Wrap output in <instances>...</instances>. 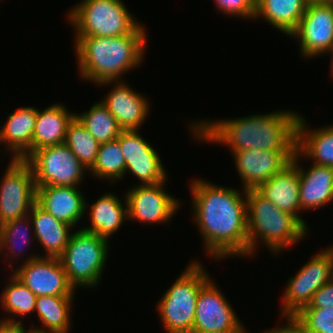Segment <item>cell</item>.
Segmentation results:
<instances>
[{
  "label": "cell",
  "mask_w": 333,
  "mask_h": 333,
  "mask_svg": "<svg viewBox=\"0 0 333 333\" xmlns=\"http://www.w3.org/2000/svg\"><path fill=\"white\" fill-rule=\"evenodd\" d=\"M318 4H333V0H318Z\"/></svg>",
  "instance_id": "cell-39"
},
{
  "label": "cell",
  "mask_w": 333,
  "mask_h": 333,
  "mask_svg": "<svg viewBox=\"0 0 333 333\" xmlns=\"http://www.w3.org/2000/svg\"><path fill=\"white\" fill-rule=\"evenodd\" d=\"M38 109L18 108L8 115V120L0 128V143L5 142L12 152V159L26 160L32 154V135L35 129Z\"/></svg>",
  "instance_id": "cell-21"
},
{
  "label": "cell",
  "mask_w": 333,
  "mask_h": 333,
  "mask_svg": "<svg viewBox=\"0 0 333 333\" xmlns=\"http://www.w3.org/2000/svg\"><path fill=\"white\" fill-rule=\"evenodd\" d=\"M306 8L304 0H256L254 18L262 17L290 37L297 29Z\"/></svg>",
  "instance_id": "cell-26"
},
{
  "label": "cell",
  "mask_w": 333,
  "mask_h": 333,
  "mask_svg": "<svg viewBox=\"0 0 333 333\" xmlns=\"http://www.w3.org/2000/svg\"><path fill=\"white\" fill-rule=\"evenodd\" d=\"M35 202L31 166L25 160L11 158L0 185V225L28 215Z\"/></svg>",
  "instance_id": "cell-10"
},
{
  "label": "cell",
  "mask_w": 333,
  "mask_h": 333,
  "mask_svg": "<svg viewBox=\"0 0 333 333\" xmlns=\"http://www.w3.org/2000/svg\"><path fill=\"white\" fill-rule=\"evenodd\" d=\"M209 280L199 261H193L158 301L156 308L167 333H191L200 288Z\"/></svg>",
  "instance_id": "cell-5"
},
{
  "label": "cell",
  "mask_w": 333,
  "mask_h": 333,
  "mask_svg": "<svg viewBox=\"0 0 333 333\" xmlns=\"http://www.w3.org/2000/svg\"><path fill=\"white\" fill-rule=\"evenodd\" d=\"M75 117L62 104H53L37 112V120L32 135V153L46 146L62 144L65 141L67 126Z\"/></svg>",
  "instance_id": "cell-23"
},
{
  "label": "cell",
  "mask_w": 333,
  "mask_h": 333,
  "mask_svg": "<svg viewBox=\"0 0 333 333\" xmlns=\"http://www.w3.org/2000/svg\"><path fill=\"white\" fill-rule=\"evenodd\" d=\"M328 308L333 307V278L320 287L311 299V302L303 308Z\"/></svg>",
  "instance_id": "cell-35"
},
{
  "label": "cell",
  "mask_w": 333,
  "mask_h": 333,
  "mask_svg": "<svg viewBox=\"0 0 333 333\" xmlns=\"http://www.w3.org/2000/svg\"><path fill=\"white\" fill-rule=\"evenodd\" d=\"M30 224H32V222L30 215L28 214L26 216L16 218L14 220L5 222L4 224L0 225V253L2 252L1 250L9 249L8 253L10 252L9 254L10 257H12L13 259L16 257L17 259L18 253L22 251L21 250L17 252L18 250L16 248L18 245H20L17 242H19L21 239L23 241L22 243H24L23 244L24 246H27L28 244L30 245V241L32 238V235L31 237H29L31 233L29 231L31 228ZM18 238L20 239L18 240ZM24 246L21 247L23 248L22 253L24 252Z\"/></svg>",
  "instance_id": "cell-32"
},
{
  "label": "cell",
  "mask_w": 333,
  "mask_h": 333,
  "mask_svg": "<svg viewBox=\"0 0 333 333\" xmlns=\"http://www.w3.org/2000/svg\"><path fill=\"white\" fill-rule=\"evenodd\" d=\"M294 317L306 333H333V307L302 308Z\"/></svg>",
  "instance_id": "cell-33"
},
{
  "label": "cell",
  "mask_w": 333,
  "mask_h": 333,
  "mask_svg": "<svg viewBox=\"0 0 333 333\" xmlns=\"http://www.w3.org/2000/svg\"><path fill=\"white\" fill-rule=\"evenodd\" d=\"M13 274L39 296H74L75 288L58 257L40 256L37 253L27 257Z\"/></svg>",
  "instance_id": "cell-12"
},
{
  "label": "cell",
  "mask_w": 333,
  "mask_h": 333,
  "mask_svg": "<svg viewBox=\"0 0 333 333\" xmlns=\"http://www.w3.org/2000/svg\"><path fill=\"white\" fill-rule=\"evenodd\" d=\"M32 222L34 239L45 250L46 257H59L68 245L72 235V226L57 220L50 213L42 209L36 202L29 213Z\"/></svg>",
  "instance_id": "cell-22"
},
{
  "label": "cell",
  "mask_w": 333,
  "mask_h": 333,
  "mask_svg": "<svg viewBox=\"0 0 333 333\" xmlns=\"http://www.w3.org/2000/svg\"><path fill=\"white\" fill-rule=\"evenodd\" d=\"M164 183L138 185L125 195L127 200L128 219L142 223H166L170 221L179 208V201L165 192Z\"/></svg>",
  "instance_id": "cell-15"
},
{
  "label": "cell",
  "mask_w": 333,
  "mask_h": 333,
  "mask_svg": "<svg viewBox=\"0 0 333 333\" xmlns=\"http://www.w3.org/2000/svg\"><path fill=\"white\" fill-rule=\"evenodd\" d=\"M223 14L242 18H254L256 0H214Z\"/></svg>",
  "instance_id": "cell-34"
},
{
  "label": "cell",
  "mask_w": 333,
  "mask_h": 333,
  "mask_svg": "<svg viewBox=\"0 0 333 333\" xmlns=\"http://www.w3.org/2000/svg\"><path fill=\"white\" fill-rule=\"evenodd\" d=\"M126 163L117 140L99 145L96 161L89 173L97 179H106L114 183L123 179Z\"/></svg>",
  "instance_id": "cell-29"
},
{
  "label": "cell",
  "mask_w": 333,
  "mask_h": 333,
  "mask_svg": "<svg viewBox=\"0 0 333 333\" xmlns=\"http://www.w3.org/2000/svg\"><path fill=\"white\" fill-rule=\"evenodd\" d=\"M124 203L125 207L120 199L112 193L102 195L89 208L91 227H83L81 229L108 240L123 222L128 220L126 199Z\"/></svg>",
  "instance_id": "cell-25"
},
{
  "label": "cell",
  "mask_w": 333,
  "mask_h": 333,
  "mask_svg": "<svg viewBox=\"0 0 333 333\" xmlns=\"http://www.w3.org/2000/svg\"><path fill=\"white\" fill-rule=\"evenodd\" d=\"M306 120L299 115L297 122V157L312 159L314 164L333 167V124L308 130Z\"/></svg>",
  "instance_id": "cell-24"
},
{
  "label": "cell",
  "mask_w": 333,
  "mask_h": 333,
  "mask_svg": "<svg viewBox=\"0 0 333 333\" xmlns=\"http://www.w3.org/2000/svg\"><path fill=\"white\" fill-rule=\"evenodd\" d=\"M74 296H39L35 311L44 328H31L39 332L67 333L70 328V309Z\"/></svg>",
  "instance_id": "cell-27"
},
{
  "label": "cell",
  "mask_w": 333,
  "mask_h": 333,
  "mask_svg": "<svg viewBox=\"0 0 333 333\" xmlns=\"http://www.w3.org/2000/svg\"><path fill=\"white\" fill-rule=\"evenodd\" d=\"M246 212L249 256L256 251L258 239L276 254L307 235L308 230L293 215L278 209L256 189L247 190Z\"/></svg>",
  "instance_id": "cell-4"
},
{
  "label": "cell",
  "mask_w": 333,
  "mask_h": 333,
  "mask_svg": "<svg viewBox=\"0 0 333 333\" xmlns=\"http://www.w3.org/2000/svg\"><path fill=\"white\" fill-rule=\"evenodd\" d=\"M109 240L80 230L72 233L64 252L58 257L74 288L95 287L103 274Z\"/></svg>",
  "instance_id": "cell-7"
},
{
  "label": "cell",
  "mask_w": 333,
  "mask_h": 333,
  "mask_svg": "<svg viewBox=\"0 0 333 333\" xmlns=\"http://www.w3.org/2000/svg\"><path fill=\"white\" fill-rule=\"evenodd\" d=\"M297 150L292 162L299 167V198L301 210L320 208L333 200V167L311 164L308 170L300 168Z\"/></svg>",
  "instance_id": "cell-20"
},
{
  "label": "cell",
  "mask_w": 333,
  "mask_h": 333,
  "mask_svg": "<svg viewBox=\"0 0 333 333\" xmlns=\"http://www.w3.org/2000/svg\"><path fill=\"white\" fill-rule=\"evenodd\" d=\"M145 27L139 24L130 34L116 37L75 36L79 74L96 85H110L143 61Z\"/></svg>",
  "instance_id": "cell-3"
},
{
  "label": "cell",
  "mask_w": 333,
  "mask_h": 333,
  "mask_svg": "<svg viewBox=\"0 0 333 333\" xmlns=\"http://www.w3.org/2000/svg\"><path fill=\"white\" fill-rule=\"evenodd\" d=\"M304 1L307 3V5L318 3V0H304Z\"/></svg>",
  "instance_id": "cell-40"
},
{
  "label": "cell",
  "mask_w": 333,
  "mask_h": 333,
  "mask_svg": "<svg viewBox=\"0 0 333 333\" xmlns=\"http://www.w3.org/2000/svg\"><path fill=\"white\" fill-rule=\"evenodd\" d=\"M298 118L292 111H275L216 122L202 120L190 127L197 140L224 143L231 152L246 149L296 151Z\"/></svg>",
  "instance_id": "cell-2"
},
{
  "label": "cell",
  "mask_w": 333,
  "mask_h": 333,
  "mask_svg": "<svg viewBox=\"0 0 333 333\" xmlns=\"http://www.w3.org/2000/svg\"><path fill=\"white\" fill-rule=\"evenodd\" d=\"M75 117L99 144L115 141L123 131L101 102L95 103L89 111L82 114L75 113Z\"/></svg>",
  "instance_id": "cell-28"
},
{
  "label": "cell",
  "mask_w": 333,
  "mask_h": 333,
  "mask_svg": "<svg viewBox=\"0 0 333 333\" xmlns=\"http://www.w3.org/2000/svg\"><path fill=\"white\" fill-rule=\"evenodd\" d=\"M31 333H51V332H39V331L31 329Z\"/></svg>",
  "instance_id": "cell-41"
},
{
  "label": "cell",
  "mask_w": 333,
  "mask_h": 333,
  "mask_svg": "<svg viewBox=\"0 0 333 333\" xmlns=\"http://www.w3.org/2000/svg\"><path fill=\"white\" fill-rule=\"evenodd\" d=\"M303 58L326 54L333 47V4H308L297 29Z\"/></svg>",
  "instance_id": "cell-13"
},
{
  "label": "cell",
  "mask_w": 333,
  "mask_h": 333,
  "mask_svg": "<svg viewBox=\"0 0 333 333\" xmlns=\"http://www.w3.org/2000/svg\"><path fill=\"white\" fill-rule=\"evenodd\" d=\"M288 324L285 326L277 327L275 329L267 330L262 333H306L305 328L295 319L294 316L286 317Z\"/></svg>",
  "instance_id": "cell-37"
},
{
  "label": "cell",
  "mask_w": 333,
  "mask_h": 333,
  "mask_svg": "<svg viewBox=\"0 0 333 333\" xmlns=\"http://www.w3.org/2000/svg\"><path fill=\"white\" fill-rule=\"evenodd\" d=\"M79 187L36 186V203L54 218L75 227L87 209Z\"/></svg>",
  "instance_id": "cell-17"
},
{
  "label": "cell",
  "mask_w": 333,
  "mask_h": 333,
  "mask_svg": "<svg viewBox=\"0 0 333 333\" xmlns=\"http://www.w3.org/2000/svg\"><path fill=\"white\" fill-rule=\"evenodd\" d=\"M299 187V167L292 162L282 172L268 179L256 190L278 209L293 215L307 229V224L297 214L298 211H301Z\"/></svg>",
  "instance_id": "cell-19"
},
{
  "label": "cell",
  "mask_w": 333,
  "mask_h": 333,
  "mask_svg": "<svg viewBox=\"0 0 333 333\" xmlns=\"http://www.w3.org/2000/svg\"><path fill=\"white\" fill-rule=\"evenodd\" d=\"M64 143L88 170L92 168L100 144L76 117L67 126Z\"/></svg>",
  "instance_id": "cell-30"
},
{
  "label": "cell",
  "mask_w": 333,
  "mask_h": 333,
  "mask_svg": "<svg viewBox=\"0 0 333 333\" xmlns=\"http://www.w3.org/2000/svg\"><path fill=\"white\" fill-rule=\"evenodd\" d=\"M327 53H329V54H331L332 56H331V72H332V74L331 75H333V47L331 48V50L330 51H328Z\"/></svg>",
  "instance_id": "cell-38"
},
{
  "label": "cell",
  "mask_w": 333,
  "mask_h": 333,
  "mask_svg": "<svg viewBox=\"0 0 333 333\" xmlns=\"http://www.w3.org/2000/svg\"><path fill=\"white\" fill-rule=\"evenodd\" d=\"M208 280L199 291L191 333H247L219 288Z\"/></svg>",
  "instance_id": "cell-11"
},
{
  "label": "cell",
  "mask_w": 333,
  "mask_h": 333,
  "mask_svg": "<svg viewBox=\"0 0 333 333\" xmlns=\"http://www.w3.org/2000/svg\"><path fill=\"white\" fill-rule=\"evenodd\" d=\"M10 283L1 293V304L7 313L26 316L35 311L37 296L32 293L13 273Z\"/></svg>",
  "instance_id": "cell-31"
},
{
  "label": "cell",
  "mask_w": 333,
  "mask_h": 333,
  "mask_svg": "<svg viewBox=\"0 0 333 333\" xmlns=\"http://www.w3.org/2000/svg\"><path fill=\"white\" fill-rule=\"evenodd\" d=\"M296 151H265L246 149L231 152L243 189H257L292 163Z\"/></svg>",
  "instance_id": "cell-16"
},
{
  "label": "cell",
  "mask_w": 333,
  "mask_h": 333,
  "mask_svg": "<svg viewBox=\"0 0 333 333\" xmlns=\"http://www.w3.org/2000/svg\"><path fill=\"white\" fill-rule=\"evenodd\" d=\"M193 218L206 252L215 259L249 256L246 194L209 181L191 182ZM245 198V199H244Z\"/></svg>",
  "instance_id": "cell-1"
},
{
  "label": "cell",
  "mask_w": 333,
  "mask_h": 333,
  "mask_svg": "<svg viewBox=\"0 0 333 333\" xmlns=\"http://www.w3.org/2000/svg\"><path fill=\"white\" fill-rule=\"evenodd\" d=\"M115 86L100 101L115 117L123 130H139L149 114V102L124 81H115Z\"/></svg>",
  "instance_id": "cell-18"
},
{
  "label": "cell",
  "mask_w": 333,
  "mask_h": 333,
  "mask_svg": "<svg viewBox=\"0 0 333 333\" xmlns=\"http://www.w3.org/2000/svg\"><path fill=\"white\" fill-rule=\"evenodd\" d=\"M333 278V246L318 252L288 280L282 301V315L294 316L307 306L313 294Z\"/></svg>",
  "instance_id": "cell-9"
},
{
  "label": "cell",
  "mask_w": 333,
  "mask_h": 333,
  "mask_svg": "<svg viewBox=\"0 0 333 333\" xmlns=\"http://www.w3.org/2000/svg\"><path fill=\"white\" fill-rule=\"evenodd\" d=\"M123 152L126 172L130 171L139 185H154L166 181L165 168L157 151L145 141L138 130H123L116 139Z\"/></svg>",
  "instance_id": "cell-14"
},
{
  "label": "cell",
  "mask_w": 333,
  "mask_h": 333,
  "mask_svg": "<svg viewBox=\"0 0 333 333\" xmlns=\"http://www.w3.org/2000/svg\"><path fill=\"white\" fill-rule=\"evenodd\" d=\"M0 333H31V329L24 328L21 320L9 317L0 320Z\"/></svg>",
  "instance_id": "cell-36"
},
{
  "label": "cell",
  "mask_w": 333,
  "mask_h": 333,
  "mask_svg": "<svg viewBox=\"0 0 333 333\" xmlns=\"http://www.w3.org/2000/svg\"><path fill=\"white\" fill-rule=\"evenodd\" d=\"M25 161L32 168L35 186L77 187L88 171L65 143L40 148Z\"/></svg>",
  "instance_id": "cell-8"
},
{
  "label": "cell",
  "mask_w": 333,
  "mask_h": 333,
  "mask_svg": "<svg viewBox=\"0 0 333 333\" xmlns=\"http://www.w3.org/2000/svg\"><path fill=\"white\" fill-rule=\"evenodd\" d=\"M67 18L76 29L75 36H123L140 24L121 0H83L69 10Z\"/></svg>",
  "instance_id": "cell-6"
}]
</instances>
